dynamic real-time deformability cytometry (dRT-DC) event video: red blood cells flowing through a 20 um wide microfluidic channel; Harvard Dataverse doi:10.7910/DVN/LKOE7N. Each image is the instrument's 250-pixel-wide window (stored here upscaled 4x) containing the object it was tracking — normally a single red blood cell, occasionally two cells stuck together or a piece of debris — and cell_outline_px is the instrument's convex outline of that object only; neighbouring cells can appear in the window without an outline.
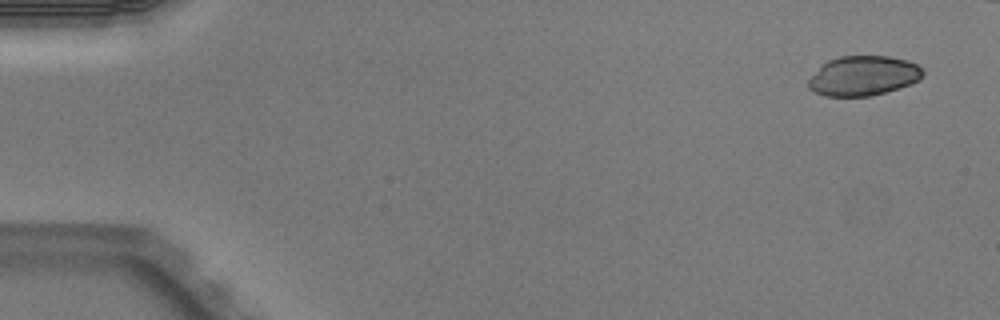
{"species": "Egyptian fruit bat (a non-hibernating species)", "species_latin": "Rousettus aegyptiacus", "temperature_condition": "warm", "stored_images_in_passage": 5, "camera_frame_rate_fps": 3000, "um_per_image_px": 0.085, "animal": {"sex": "male"}, "frame": {"image": 1, "passage_image": 1, "time_ms": 0.0, "image_size_px": [1000, 320], "cell_outline_px": [[924, 72], [920, 80], [912, 84], [884, 92], [868, 96], [824, 96], [808, 88], [808, 80], [828, 60], [840, 56], [888, 56], [908, 60], [916, 64]], "centroid_in_image_um": [73.4, 6.44], "position_along_channel_um": 11.6, "area_um2": 26.3}}